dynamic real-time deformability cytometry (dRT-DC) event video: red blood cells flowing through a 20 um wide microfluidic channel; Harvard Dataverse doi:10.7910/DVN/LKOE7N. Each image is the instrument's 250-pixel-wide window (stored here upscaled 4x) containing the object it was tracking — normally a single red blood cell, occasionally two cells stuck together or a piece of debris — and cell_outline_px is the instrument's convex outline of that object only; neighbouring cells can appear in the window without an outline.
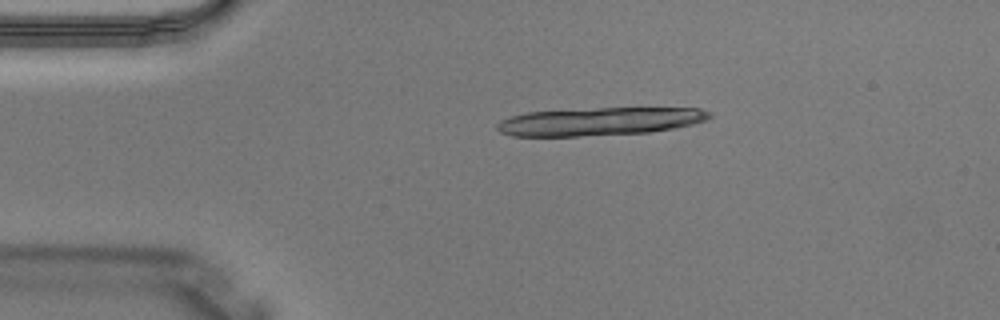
{"species": "Egyptian fruit bat (a non-hibernating species)", "species_latin": "Rousettus aegyptiacus", "temperature_condition": "warm", "stored_images_in_passage": 3, "camera_frame_rate_fps": 3000, "um_per_image_px": 0.085, "animal": {"sex": "male"}, "frame": {"image": 1, "passage_image": 3, "time_ms": 0.667, "image_size_px": [1000, 320], "cell_outline_px": [[712, 116], [708, 120], [676, 128], [648, 132], [580, 136], [512, 136], [500, 132], [496, 128], [496, 124], [500, 120], [512, 116], [528, 112], [596, 108], [700, 108], [712, 112]], "centroid_in_image_um": [51.0, 10.32], "position_along_channel_um": 34.0, "area_um2": 34.74}}